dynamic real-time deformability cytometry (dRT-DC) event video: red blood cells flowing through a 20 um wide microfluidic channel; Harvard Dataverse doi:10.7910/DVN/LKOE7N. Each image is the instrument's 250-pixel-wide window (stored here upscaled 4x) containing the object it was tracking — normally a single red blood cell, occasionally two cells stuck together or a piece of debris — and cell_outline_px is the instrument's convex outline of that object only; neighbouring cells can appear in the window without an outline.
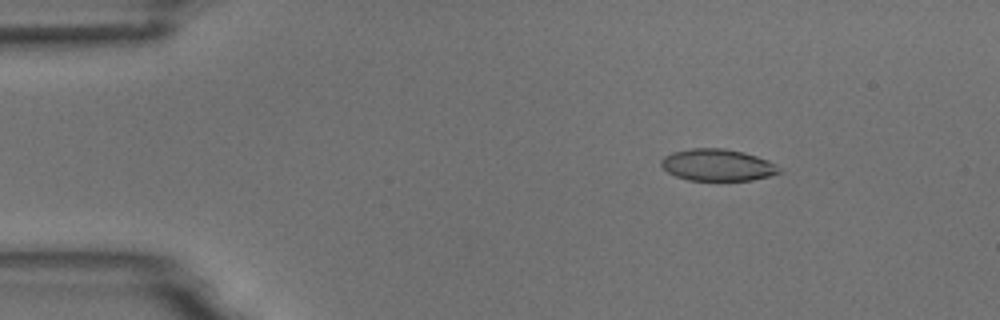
{"species": "common noctule bat (a hibernating species)", "species_latin": "Nyctalus noctula", "temperature_condition": "room temperature", "stored_images_in_passage": 7, "camera_frame_rate_fps": 3000, "um_per_image_px": 0.085, "animal": {"sex": "male", "body_mass_g": 18.8}, "frame": {"image": 1, "passage_image": 3, "time_ms": 2.333, "image_size_px": [1000, 320], "cell_outline_px": [[784, 172], [752, 180], [688, 180], [676, 176], [668, 172], [660, 164], [660, 160], [664, 156], [672, 152], [692, 148], [724, 148], [744, 152], [768, 160], [776, 164]], "centroid_in_image_um": [61.0, 14.02], "position_along_channel_um": 24.0, "area_um2": 21.96}}
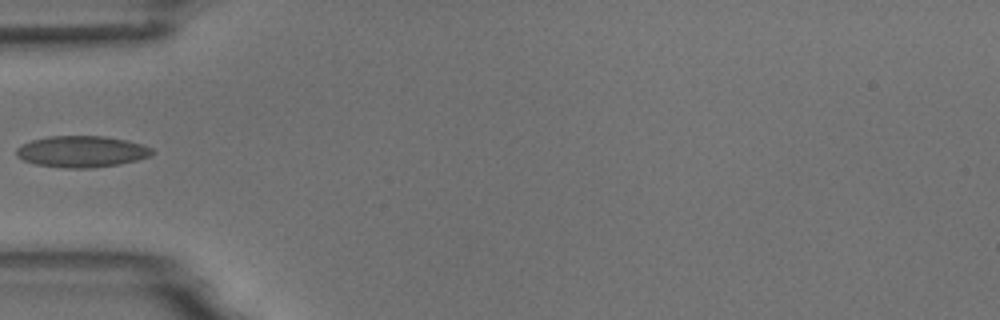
{"frame": {"image": 2, "passage_image": 6, "time_ms": 5.667, "image_size_px": [1000, 320], "cell_outline_px": [[156, 152], [148, 156], [136, 160], [120, 164], [92, 168], [64, 168], [36, 164], [24, 160], [16, 156], [16, 148], [32, 140], [48, 136], [104, 136], [128, 140], [152, 148]], "centroid_in_image_um": [6.95, 12.88], "position_along_channel_um": 78.1, "area_um2": 24.8}}